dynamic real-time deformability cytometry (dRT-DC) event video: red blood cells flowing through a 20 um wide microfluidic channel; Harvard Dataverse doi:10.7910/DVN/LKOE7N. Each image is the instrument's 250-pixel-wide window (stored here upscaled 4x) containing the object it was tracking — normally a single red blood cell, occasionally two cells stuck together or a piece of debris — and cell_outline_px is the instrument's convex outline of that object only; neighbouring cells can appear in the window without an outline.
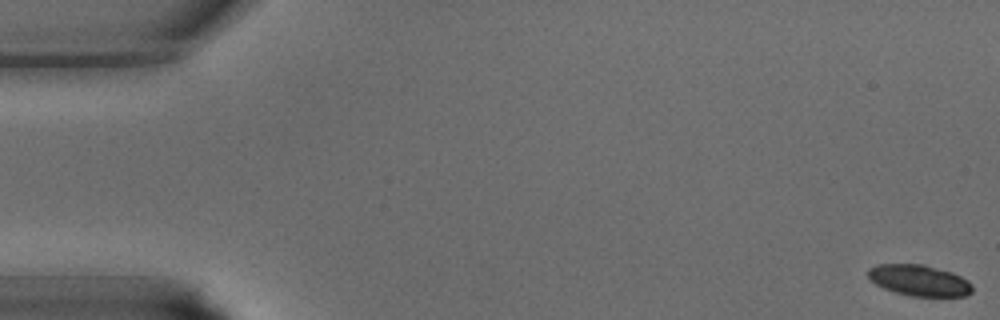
{"species": "common noctule bat (a hibernating species)", "species_latin": "Nyctalus noctula", "temperature_condition": "warm", "stored_images_in_passage": 40, "camera_frame_rate_fps": 3000, "um_per_image_px": 0.085, "animal": {"sex": "male", "body_mass_g": 15.6}, "frame": {"image": 1, "passage_image": 1, "time_ms": 0.0, "image_size_px": [1000, 320], "cell_outline_px": [[972, 292], [964, 296], [912, 296], [896, 292], [884, 288], [876, 284], [868, 276], [868, 268], [876, 264], [924, 264], [952, 272], [968, 280], [972, 284]], "centroid_in_image_um": [78.14, 23.82], "position_along_channel_um": 6.9, "area_um2": 18.84}}
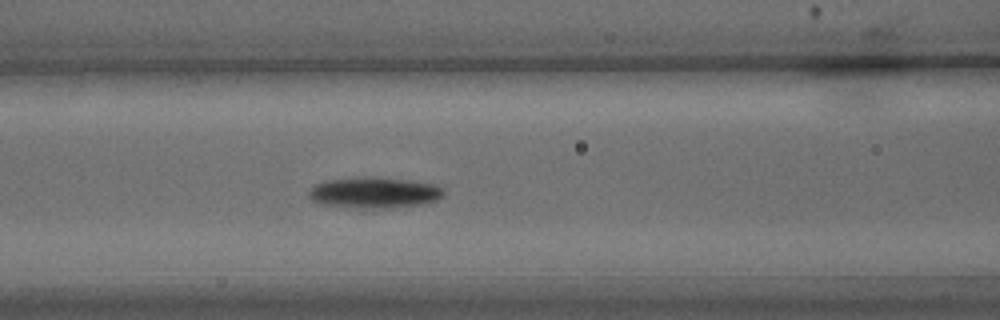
{"frame": {"image": 2, "passage_image": 17, "time_ms": 5.333, "image_size_px": [1000, 320], "cell_outline_px": [[444, 196], [436, 200], [420, 204], [388, 208], [360, 208], [320, 204], [312, 200], [308, 196], [308, 192], [316, 184], [324, 180], [408, 180], [436, 184], [444, 188]], "centroid_in_image_um": [31.85, 16.43], "position_along_channel_um": 134.8, "area_um2": 23.24}}
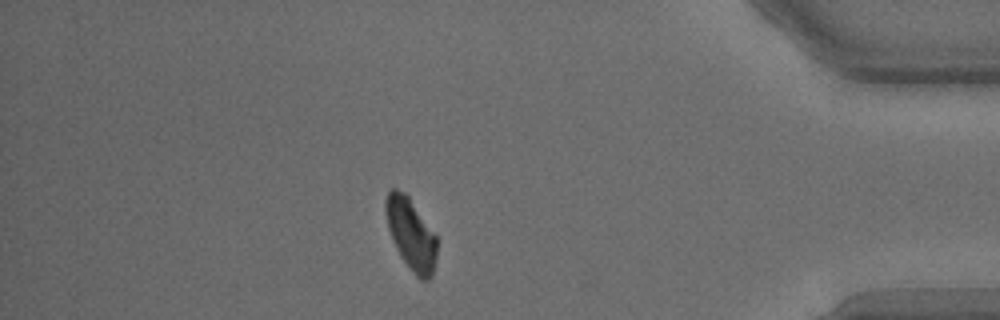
{"frame": {"image": 3, "passage_image": 35, "time_ms": 11.333, "image_size_px": [1000, 320], "cell_outline_px": [[436, 256], [432, 276], [428, 280], [420, 280], [416, 276], [400, 256], [392, 240], [388, 228], [384, 212], [384, 200], [388, 192], [392, 188], [396, 188], [404, 192], [408, 196], [436, 236]], "centroid_in_image_um": [34.9, 19.88], "position_along_channel_um": 400.3, "area_um2": 21.27}}